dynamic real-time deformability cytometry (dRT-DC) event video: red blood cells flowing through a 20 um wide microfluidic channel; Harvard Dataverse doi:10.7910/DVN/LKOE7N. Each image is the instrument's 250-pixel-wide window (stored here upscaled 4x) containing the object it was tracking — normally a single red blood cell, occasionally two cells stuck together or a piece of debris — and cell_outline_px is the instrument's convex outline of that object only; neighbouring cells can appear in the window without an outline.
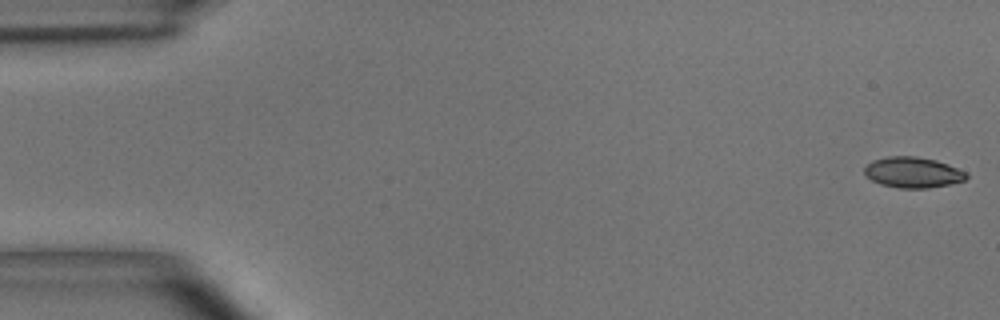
{"species": "common noctule bat (a hibernating species)", "species_latin": "Nyctalus noctula", "temperature_condition": "room temperature", "stored_images_in_passage": 13, "camera_frame_rate_fps": 3000, "um_per_image_px": 0.085, "animal": {"sex": "male", "body_mass_g": 15.6}, "frame": {"image": 1, "passage_image": 1, "time_ms": 0.0, "image_size_px": [1000, 320], "cell_outline_px": [[968, 176], [964, 180], [948, 184], [928, 188], [900, 188], [880, 184], [872, 180], [864, 172], [864, 168], [872, 160], [888, 156], [916, 156], [936, 160], [948, 164], [964, 172]], "centroid_in_image_um": [77.56, 14.64], "position_along_channel_um": 7.4, "area_um2": 18.03}}